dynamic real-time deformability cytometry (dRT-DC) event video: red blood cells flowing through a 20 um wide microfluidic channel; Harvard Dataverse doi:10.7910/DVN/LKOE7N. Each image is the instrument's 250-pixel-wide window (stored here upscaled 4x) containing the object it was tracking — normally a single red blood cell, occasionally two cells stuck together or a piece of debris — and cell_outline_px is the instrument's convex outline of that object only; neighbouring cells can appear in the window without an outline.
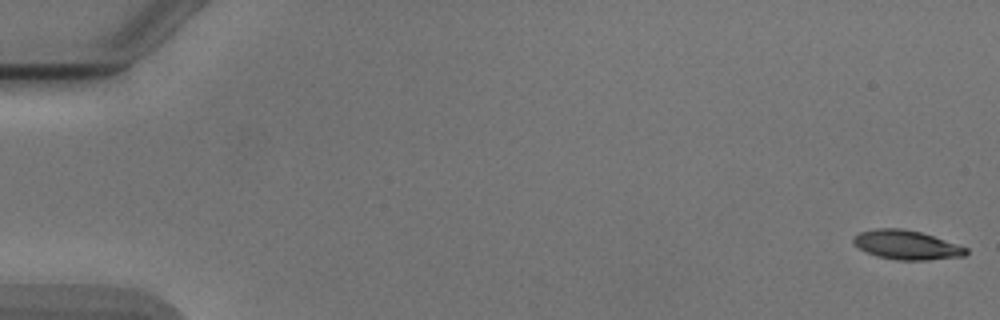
{"species": "Egyptian fruit bat (a non-hibernating species)", "species_latin": "Rousettus aegyptiacus", "temperature_condition": "cold", "stored_images_in_passage": 53, "camera_frame_rate_fps": 3000, "um_per_image_px": 0.085, "animal": {"sex": "male"}, "frame": {"image": 1, "passage_image": 1, "time_ms": 0.0, "image_size_px": [1000, 320], "cell_outline_px": [[968, 252], [964, 256], [928, 260], [896, 260], [876, 256], [852, 244], [852, 236], [860, 232], [876, 228], [900, 228], [920, 232], [968, 248]], "centroid_in_image_um": [77.01, 20.82], "position_along_channel_um": 8.0, "area_um2": 19.07}}
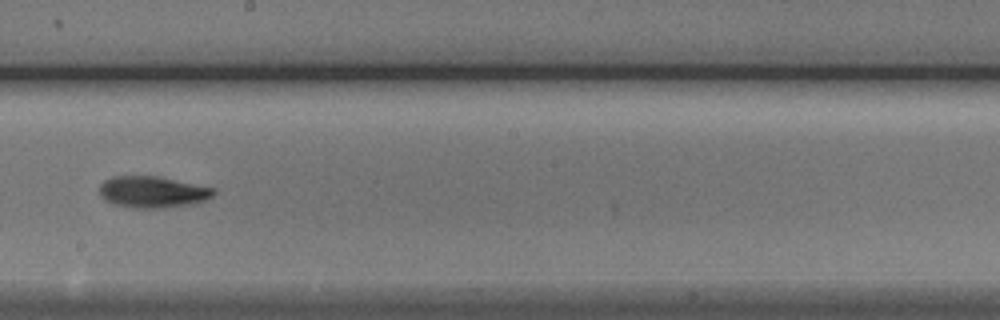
{"frame": {"image": 2, "passage_image": 31, "time_ms": 10.0, "image_size_px": [1000, 320], "cell_outline_px": [[216, 192], [208, 200], [196, 204], [164, 208], [136, 208], [112, 204], [100, 196], [100, 184], [104, 180], [112, 176], [156, 176], [216, 188]], "centroid_in_image_um": [13.0, 16.33], "position_along_channel_um": 235.2, "area_um2": 21.21}}
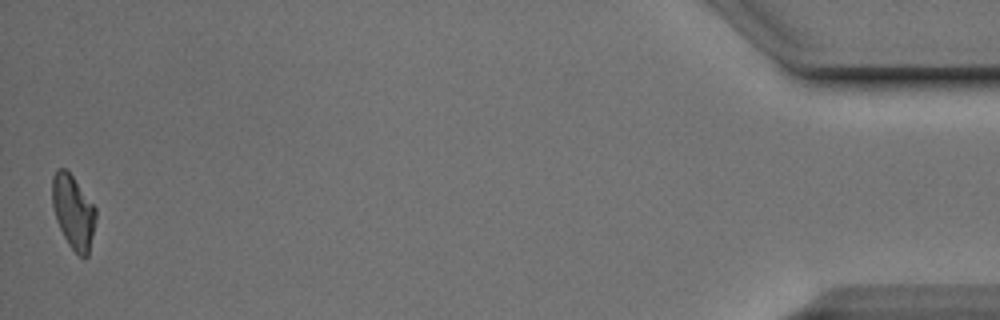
{"frame": {"image": 3, "passage_image": 53, "time_ms": 17.333, "image_size_px": [1000, 320], "cell_outline_px": [[96, 216], [88, 256], [84, 260], [68, 244], [56, 220], [52, 204], [52, 176], [56, 168], [64, 168], [72, 176], [96, 208]], "centroid_in_image_um": [6.21, 18.01], "position_along_channel_um": 429.0, "area_um2": 18.55}, "authors_computed_cell_mechanics": {"area_um2": 19.7098, "velocity_mm_per_s": 3.8854, "shape_relaxation_time_tau1_ms": 2.9739, "shape_relaxation_time_tau2_ms": null, "deformation_change_tau1": 0.1453, "deformation_change_tau2": null}}